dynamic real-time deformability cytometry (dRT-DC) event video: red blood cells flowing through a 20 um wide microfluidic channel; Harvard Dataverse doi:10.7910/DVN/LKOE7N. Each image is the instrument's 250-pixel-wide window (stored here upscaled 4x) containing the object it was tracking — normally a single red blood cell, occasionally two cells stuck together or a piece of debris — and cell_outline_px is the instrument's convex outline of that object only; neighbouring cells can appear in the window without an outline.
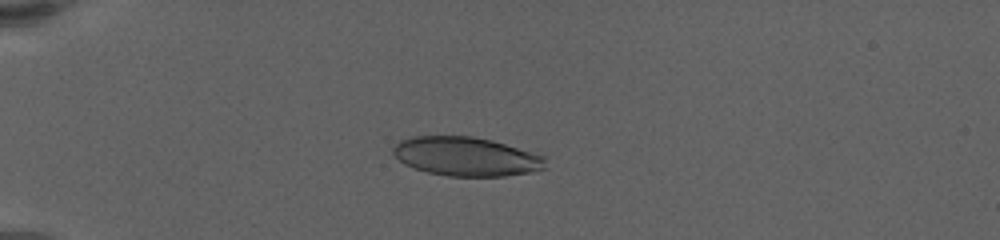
{"species": "human", "species_latin": "Homo sapiens", "temperature_condition": "warm", "stored_images_in_passage": 61, "camera_frame_rate_fps": 3000, "um_per_image_px": 0.085, "donor": {"sex": "female"}, "frame": {"image": 1, "passage_image": 17, "time_ms": 5.333, "image_size_px": [1000, 240], "cell_outline_px": [[544, 168], [532, 172], [504, 176], [448, 176], [428, 172], [412, 168], [404, 164], [392, 152], [392, 148], [400, 140], [412, 136], [472, 136], [492, 140], [544, 156]], "centroid_in_image_um": [39.58, 13.3], "position_along_channel_um": 45.4, "area_um2": 34.45}}
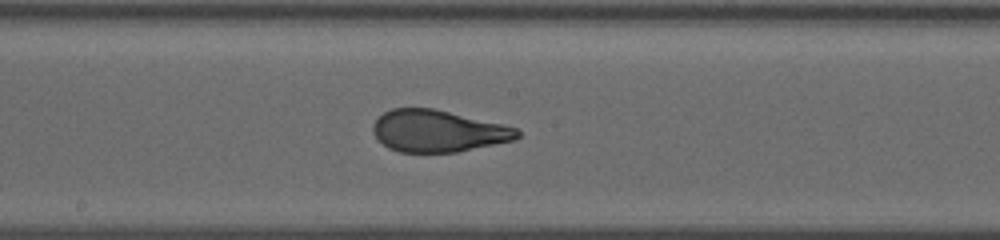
{"frame": {"image": 2, "passage_image": 35, "time_ms": 11.333, "image_size_px": [1000, 240], "cell_outline_px": [[520, 136], [516, 140], [456, 152], [400, 152], [388, 148], [372, 132], [372, 124], [384, 112], [392, 108], [432, 108], [504, 124], [516, 128], [520, 132]], "centroid_in_image_um": [37.24, 11.14], "position_along_channel_um": 211.0, "area_um2": 35.14}}
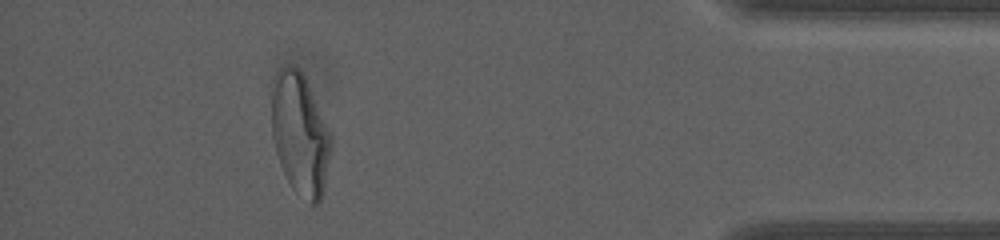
{"frame": {"image": 3, "passage_image": 56, "time_ms": 18.333, "image_size_px": [1000, 240], "cell_outline_px": [[332, 144], [324, 188], [320, 200], [312, 208], [292, 188], [280, 164], [276, 152], [272, 136], [272, 92], [280, 68], [284, 64], [292, 64], [300, 68], [332, 132]], "centroid_in_image_um": [25.53, 11.42], "position_along_channel_um": 409.7, "area_um2": 42.43}, "authors_computed_cell_mechanics": {"area_um2": 36.5874, "velocity_mm_per_s": 3.4313, "shape_relaxation_time_tau1_ms": 7.869, "shape_relaxation_time_tau2_ms": null, "deformation_change_tau1": 0.2761, "deformation_change_tau2": null}}